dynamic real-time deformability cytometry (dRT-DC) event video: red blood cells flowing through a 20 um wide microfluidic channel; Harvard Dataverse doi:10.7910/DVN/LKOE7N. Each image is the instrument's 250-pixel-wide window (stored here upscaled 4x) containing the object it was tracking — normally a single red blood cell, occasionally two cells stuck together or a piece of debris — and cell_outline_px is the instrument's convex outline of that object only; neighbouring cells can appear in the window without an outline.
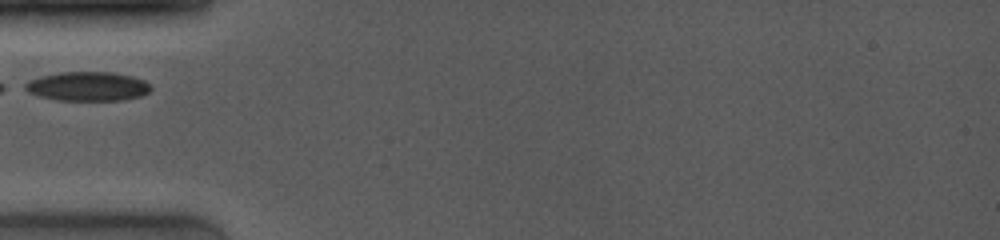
{"species": "common noctule bat (a hibernating species)", "species_latin": "Nyctalus noctula", "temperature_condition": "room temperature", "stored_images_in_passage": 6, "camera_frame_rate_fps": 4000, "um_per_image_px": 0.085, "animal": {"sex": "female", "body_mass_g": 19.0, "forearm_length_mm": 53.3}, "frame": {"image": 1, "passage_image": 1, "time_ms": 0.0, "image_size_px": [1000, 240], "cell_outline_px": [[152, 88], [148, 92], [140, 96], [124, 100], [56, 100], [40, 96], [28, 92], [20, 88], [28, 80], [40, 76], [60, 72], [112, 72], [132, 76], [144, 80]], "centroid_in_image_um": [7.4, 7.34], "position_along_channel_um": 77.6, "area_um2": 21.5}}